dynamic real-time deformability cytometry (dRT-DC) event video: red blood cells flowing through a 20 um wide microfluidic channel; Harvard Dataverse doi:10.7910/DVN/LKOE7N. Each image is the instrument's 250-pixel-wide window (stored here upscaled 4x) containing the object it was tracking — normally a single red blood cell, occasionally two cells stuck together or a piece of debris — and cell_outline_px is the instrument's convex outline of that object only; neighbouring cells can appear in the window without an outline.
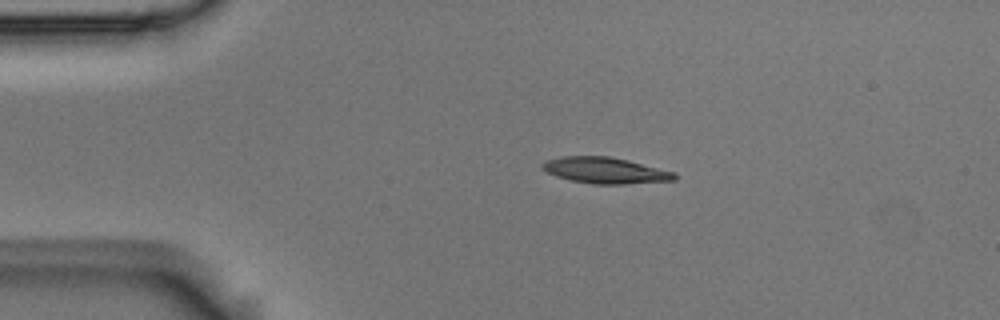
{"species": "Egyptian fruit bat (a non-hibernating species)", "species_latin": "Rousettus aegyptiacus", "temperature_condition": "room temperature", "stored_images_in_passage": 6, "camera_frame_rate_fps": 3000, "um_per_image_px": 0.085, "animal": {"sex": "male"}, "frame": {"image": 1, "passage_image": 3, "time_ms": 0.667, "image_size_px": [1000, 320], "cell_outline_px": [[676, 180], [624, 184], [592, 184], [572, 180], [556, 176], [540, 168], [540, 164], [544, 160], [560, 156], [612, 156], [676, 172]], "centroid_in_image_um": [51.42, 14.47], "position_along_channel_um": 33.6, "area_um2": 20.29}}
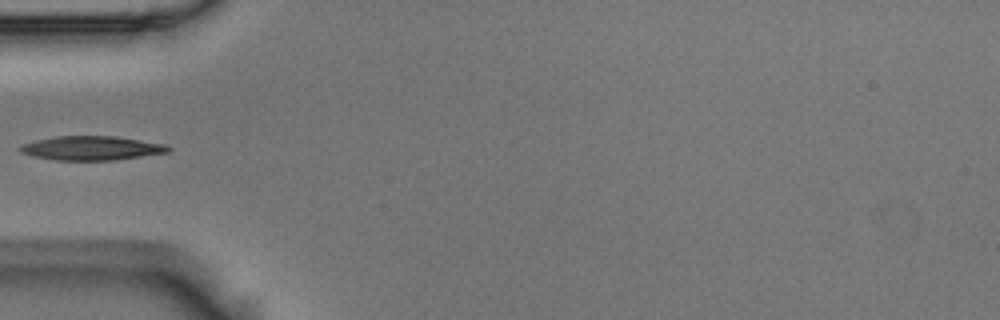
{"frame": {"image": 2, "passage_image": 5, "time_ms": 1.333, "image_size_px": [1000, 320], "cell_outline_px": [[172, 148], [168, 152], [116, 160], [56, 160], [32, 156], [20, 152], [16, 148], [20, 144], [36, 140], [56, 136], [116, 136], [168, 144]], "centroid_in_image_um": [7.77, 12.58], "position_along_channel_um": 77.2, "area_um2": 21.04}}
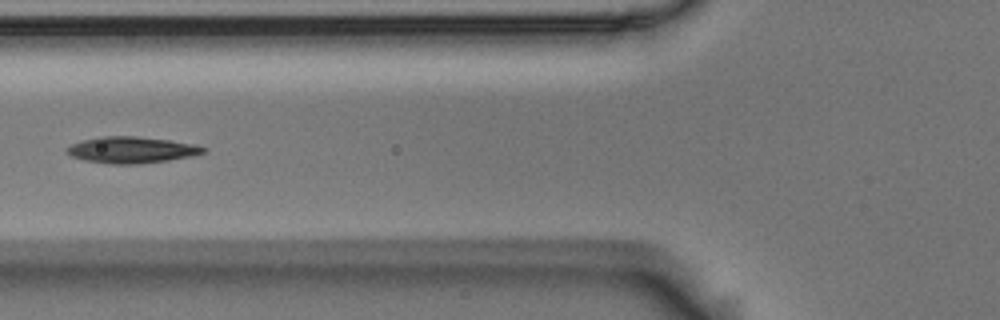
{"frame": {"image": 3, "passage_image": 6, "time_ms": 1.667, "image_size_px": [1000, 320], "cell_outline_px": [[208, 152], [192, 156], [168, 160], [140, 164], [112, 164], [84, 160], [72, 156], [64, 152], [64, 148], [72, 144], [84, 140], [100, 136], [136, 136], [168, 140], [196, 144], [208, 148]], "centroid_in_image_um": [11.21, 12.74], "position_along_channel_um": 114.6, "area_um2": 21.15}}